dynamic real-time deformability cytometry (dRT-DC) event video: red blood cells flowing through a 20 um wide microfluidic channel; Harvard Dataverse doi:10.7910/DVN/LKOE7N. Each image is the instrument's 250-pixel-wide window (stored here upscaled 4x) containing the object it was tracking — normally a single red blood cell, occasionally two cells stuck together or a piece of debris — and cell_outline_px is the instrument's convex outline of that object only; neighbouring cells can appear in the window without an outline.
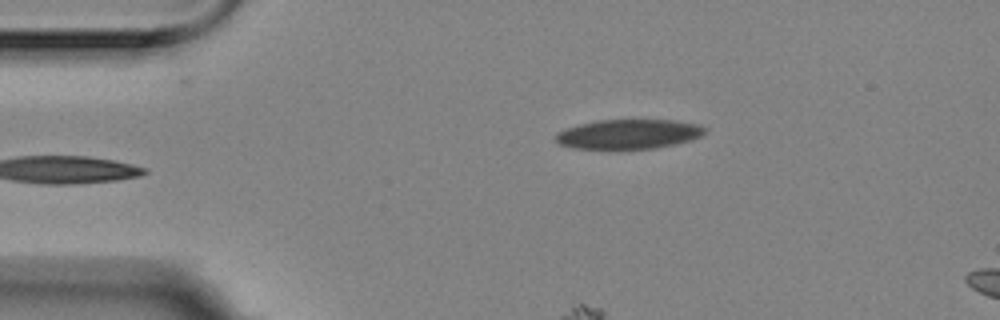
{"species": "Egyptian fruit bat (a non-hibernating species)", "species_latin": "Rousettus aegyptiacus", "temperature_condition": "room temperature", "stored_images_in_passage": 7, "camera_frame_rate_fps": 3000, "um_per_image_px": 0.085, "animal": {"sex": "female"}, "frame": {"image": 1, "passage_image": 1, "time_ms": 0.0, "image_size_px": [1000, 320], "cell_outline_px": [[708, 128], [700, 136], [688, 140], [656, 148], [624, 152], [608, 152], [572, 148], [560, 144], [556, 140], [556, 136], [560, 132], [568, 128], [580, 124], [600, 120], [672, 120], [700, 124]], "centroid_in_image_um": [53.4, 11.46], "position_along_channel_um": 31.6, "area_um2": 26.59}}